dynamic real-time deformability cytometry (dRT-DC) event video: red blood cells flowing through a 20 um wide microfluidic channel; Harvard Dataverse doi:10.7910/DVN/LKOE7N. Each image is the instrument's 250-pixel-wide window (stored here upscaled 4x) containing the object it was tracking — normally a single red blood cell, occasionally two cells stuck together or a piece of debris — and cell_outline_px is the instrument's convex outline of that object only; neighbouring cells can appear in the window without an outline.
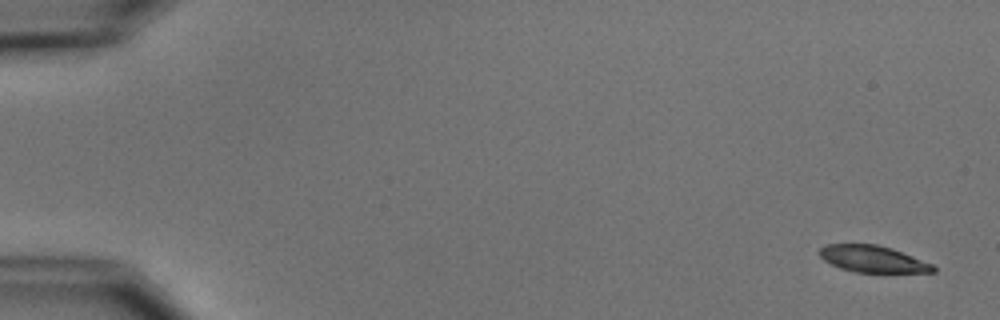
{"species": "common noctule bat (a hibernating species)", "species_latin": "Nyctalus noctula", "temperature_condition": "cold", "stored_images_in_passage": 5, "camera_frame_rate_fps": 3000, "um_per_image_px": 0.085, "animal": {"sex": "male", "body_mass_g": 15.6}, "frame": {"image": 1, "passage_image": 1, "time_ms": 0.0, "image_size_px": [1000, 320], "cell_outline_px": [[936, 272], [852, 272], [840, 268], [824, 260], [816, 252], [824, 244], [876, 244], [892, 248], [932, 264], [936, 268]], "centroid_in_image_um": [74.14, 22.0], "position_along_channel_um": 10.9, "area_um2": 17.69}}
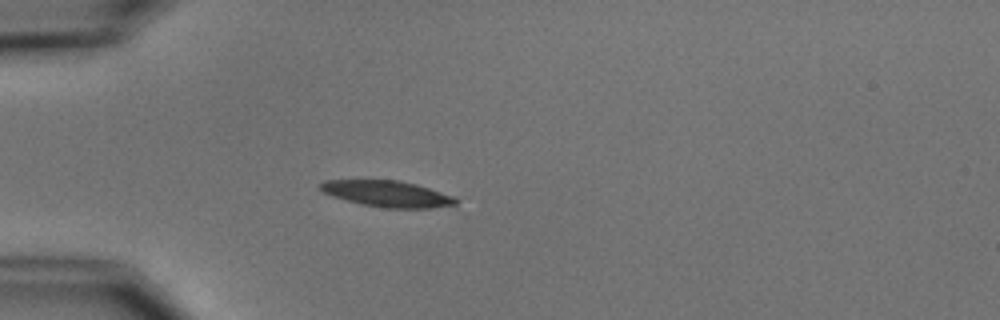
{"frame": {"image": 2, "passage_image": 5, "time_ms": 4.667, "image_size_px": [1000, 320], "cell_outline_px": [[460, 200], [456, 204], [432, 208], [384, 208], [360, 204], [332, 196], [324, 192], [320, 188], [320, 184], [324, 180], [396, 180], [416, 184], [456, 196]], "centroid_in_image_um": [32.97, 16.48], "position_along_channel_um": 52.0, "area_um2": 20.75}}